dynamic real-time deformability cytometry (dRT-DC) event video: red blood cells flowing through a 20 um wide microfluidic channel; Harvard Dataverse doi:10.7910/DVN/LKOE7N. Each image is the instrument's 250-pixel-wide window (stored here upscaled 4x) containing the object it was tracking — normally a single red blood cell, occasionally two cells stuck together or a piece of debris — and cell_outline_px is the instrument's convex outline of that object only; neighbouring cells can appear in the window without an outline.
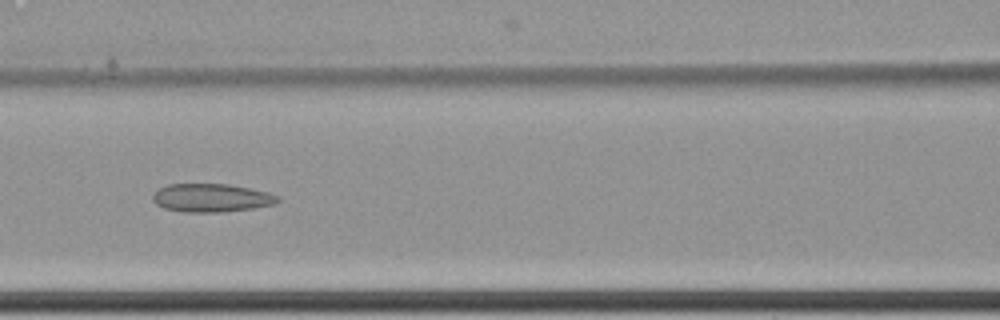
{"species": "common noctule bat (a hibernating species)", "species_latin": "Nyctalus noctula", "temperature_condition": "cold", "stored_images_in_passage": 12, "camera_frame_rate_fps": 3000, "um_per_image_px": 0.085, "animal": {"sex": "female", "body_mass_g": 22.7, "forearm_length_mm": 54.2}, "frame": {"image": 1, "passage_image": 9, "time_ms": 2.667, "image_size_px": [1000, 320], "cell_outline_px": [[280, 200], [276, 204], [252, 208], [220, 212], [184, 212], [164, 208], [156, 204], [152, 200], [152, 196], [160, 188], [168, 184], [228, 184], [268, 192], [280, 196]], "centroid_in_image_um": [17.98, 16.82], "position_along_channel_um": 148.6, "area_um2": 20.58}}
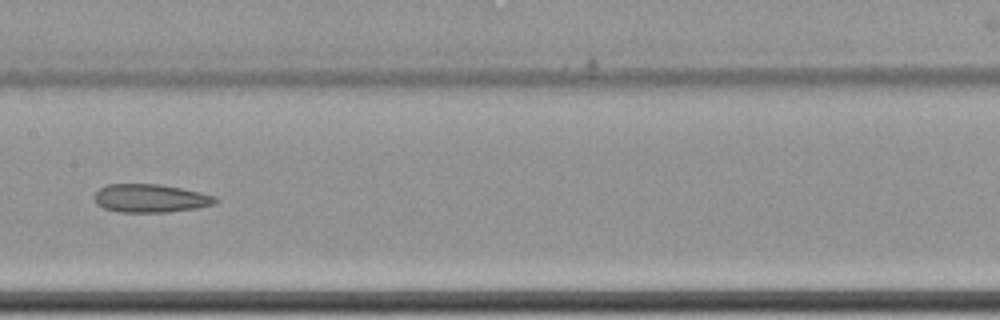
{"frame": {"image": 2, "passage_image": 10, "time_ms": 3.0, "image_size_px": [1000, 320], "cell_outline_px": [[220, 200], [216, 204], [196, 208], [168, 212], [120, 212], [104, 208], [96, 204], [92, 196], [100, 188], [108, 184], [160, 184], [200, 192], [216, 196]], "centroid_in_image_um": [12.8, 16.85], "position_along_channel_um": 194.6, "area_um2": 20.11}}
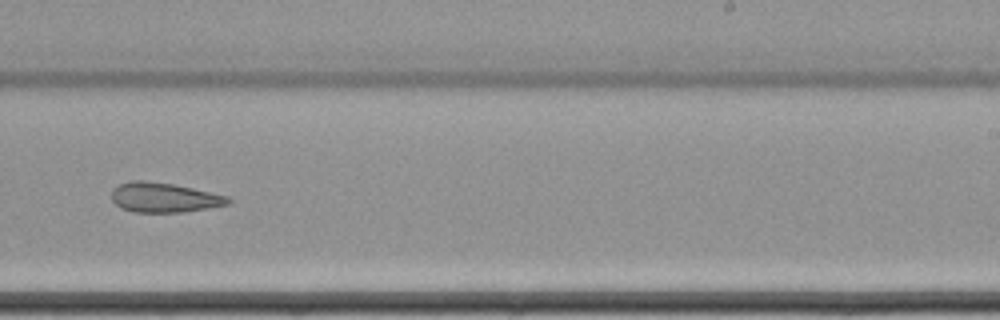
{"frame": {"image": 3, "passage_image": 12, "time_ms": 3.667, "image_size_px": [1000, 320], "cell_outline_px": [[232, 200], [228, 204], [208, 208], [180, 212], [132, 212], [120, 208], [112, 200], [112, 192], [120, 184], [132, 180], [144, 180], [172, 184], [192, 188], [228, 196]], "centroid_in_image_um": [13.94, 16.79], "position_along_channel_um": 275.1, "area_um2": 20.0}}